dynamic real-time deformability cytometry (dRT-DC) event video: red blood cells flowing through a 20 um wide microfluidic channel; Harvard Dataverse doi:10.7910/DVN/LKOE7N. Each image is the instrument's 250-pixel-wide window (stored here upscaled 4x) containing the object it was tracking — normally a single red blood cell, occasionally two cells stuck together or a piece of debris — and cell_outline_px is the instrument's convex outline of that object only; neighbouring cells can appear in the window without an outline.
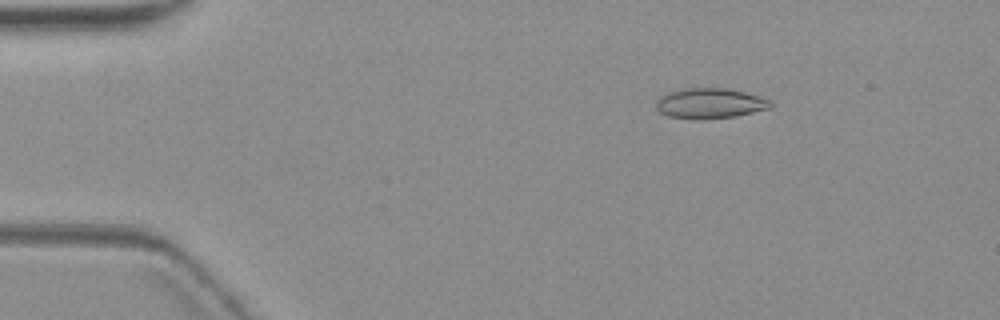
{"species": "common noctule bat (a hibernating species)", "species_latin": "Nyctalus noctula", "temperature_condition": "warm", "stored_images_in_passage": 6, "camera_frame_rate_fps": 3000, "um_per_image_px": 0.085, "animal": {"sex": "female", "body_mass_g": 19.3, "forearm_length_mm": 54.1}, "frame": {"image": 1, "passage_image": 2, "time_ms": 1.333, "image_size_px": [1000, 320], "cell_outline_px": [[772, 108], [736, 116], [700, 120], [696, 120], [668, 116], [660, 112], [656, 108], [656, 100], [660, 96], [668, 92], [688, 88], [724, 88], [744, 92], [772, 100]], "centroid_in_image_um": [60.34, 8.8], "position_along_channel_um": 24.7, "area_um2": 20.35}}
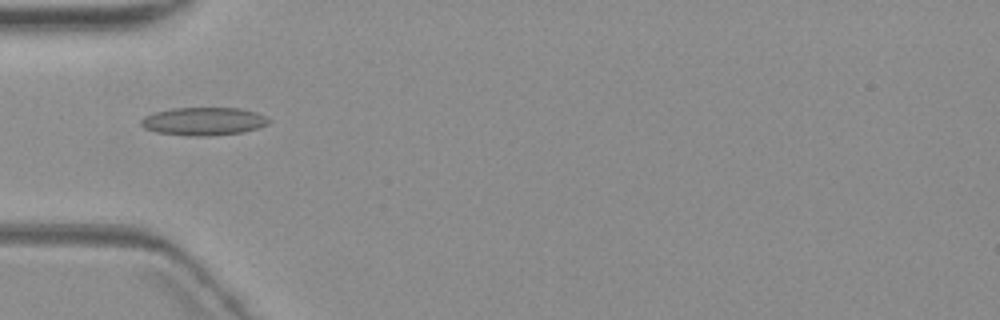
{"frame": {"image": 2, "passage_image": 5, "time_ms": 4.667, "image_size_px": [1000, 320], "cell_outline_px": [[272, 120], [268, 124], [260, 128], [244, 132], [208, 136], [188, 136], [156, 132], [144, 128], [140, 124], [140, 120], [144, 116], [156, 112], [172, 108], [240, 108], [256, 112]], "centroid_in_image_um": [17.32, 10.32], "position_along_channel_um": 67.7, "area_um2": 21.04}}
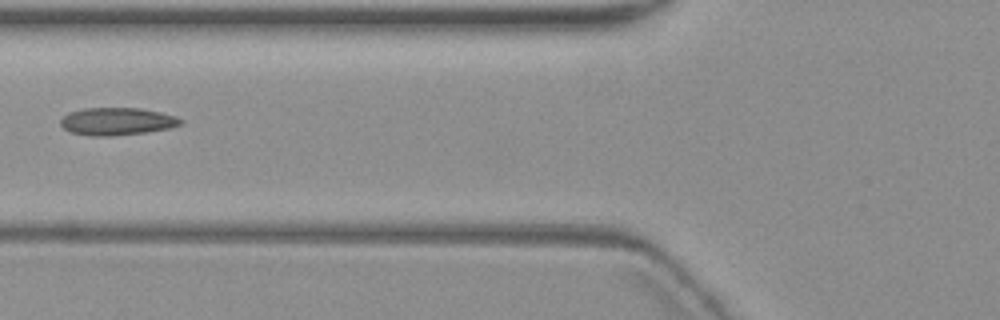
{"frame": {"image": 3, "passage_image": 6, "time_ms": 6.0, "image_size_px": [1000, 320], "cell_outline_px": [[184, 120], [180, 124], [168, 128], [144, 132], [112, 136], [92, 136], [68, 132], [60, 124], [60, 120], [68, 112], [84, 108], [140, 108], [160, 112], [176, 116]], "centroid_in_image_um": [9.9, 10.31], "position_along_channel_um": 115.9, "area_um2": 19.25}}